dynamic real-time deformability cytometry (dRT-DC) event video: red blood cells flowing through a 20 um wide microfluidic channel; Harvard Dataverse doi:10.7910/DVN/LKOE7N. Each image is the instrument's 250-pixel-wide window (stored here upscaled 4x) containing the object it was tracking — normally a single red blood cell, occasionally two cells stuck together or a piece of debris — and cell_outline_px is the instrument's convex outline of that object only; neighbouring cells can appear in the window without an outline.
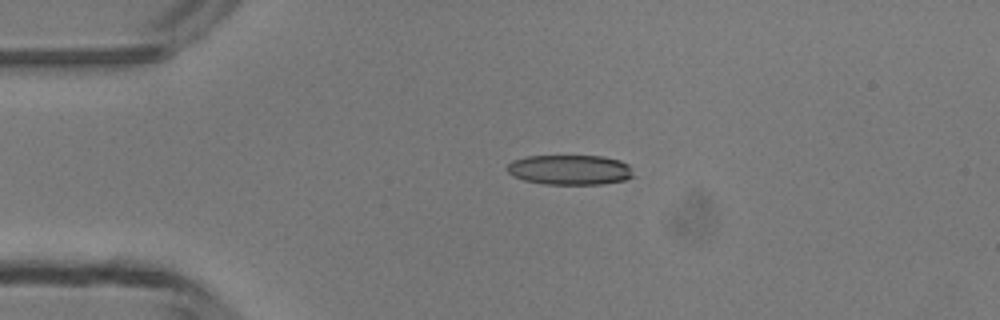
{"species": "common noctule bat (a hibernating species)", "species_latin": "Nyctalus noctula", "temperature_condition": "room temperature", "stored_images_in_passage": 4, "camera_frame_rate_fps": 3000, "um_per_image_px": 0.085, "animal": {"sex": "male", "body_mass_g": 13.3}, "frame": {"image": 1, "passage_image": 2, "time_ms": 2.0, "image_size_px": [1000, 320], "cell_outline_px": [[636, 176], [624, 180], [600, 184], [544, 184], [524, 180], [512, 176], [508, 172], [508, 164], [512, 160], [524, 156], [604, 156], [620, 160], [628, 164]], "centroid_in_image_um": [48.45, 14.43], "position_along_channel_um": 36.5, "area_um2": 22.2}}
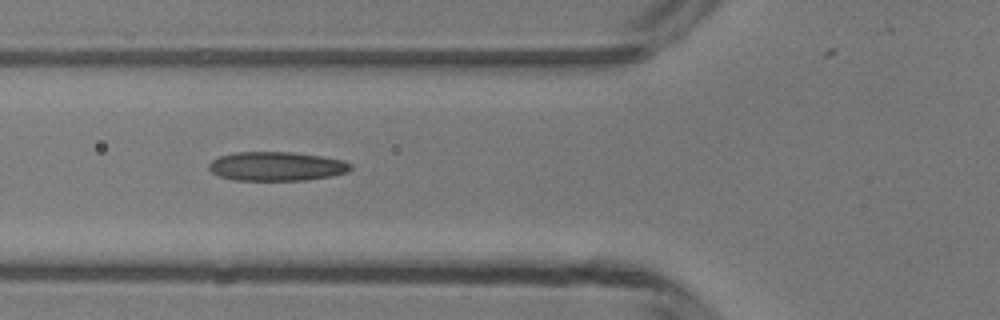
{"frame": {"image": 2, "passage_image": 4, "time_ms": 4.333, "image_size_px": [1000, 320], "cell_outline_px": [[352, 168], [348, 172], [332, 176], [304, 180], [236, 180], [220, 176], [212, 172], [208, 168], [208, 164], [212, 160], [220, 156], [236, 152], [292, 152], [324, 156], [344, 160], [352, 164]], "centroid_in_image_um": [23.55, 14.13], "position_along_channel_um": 102.3, "area_um2": 24.1}}